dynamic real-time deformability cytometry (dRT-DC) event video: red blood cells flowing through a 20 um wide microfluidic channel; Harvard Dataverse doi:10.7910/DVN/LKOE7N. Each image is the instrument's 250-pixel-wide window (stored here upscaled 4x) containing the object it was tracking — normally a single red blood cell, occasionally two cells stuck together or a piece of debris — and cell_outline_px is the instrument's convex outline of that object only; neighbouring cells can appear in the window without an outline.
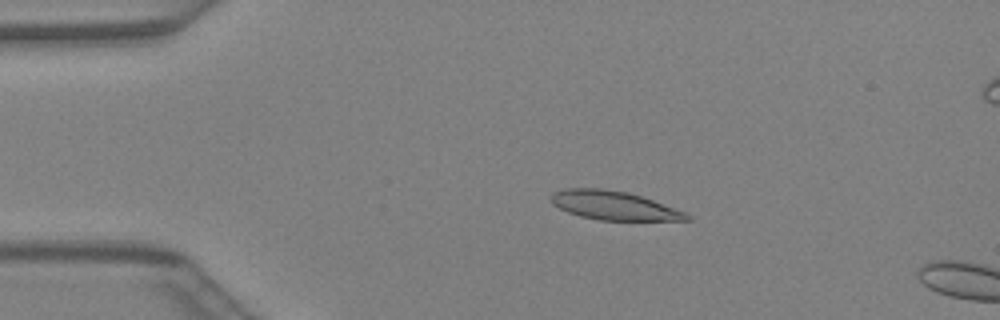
{"species": "Egyptian fruit bat (a non-hibernating species)", "species_latin": "Rousettus aegyptiacus", "temperature_condition": "warm", "stored_images_in_passage": 12, "camera_frame_rate_fps": 3000, "um_per_image_px": 0.085, "animal": {"sex": "female"}, "frame": {"image": 1, "passage_image": 9, "time_ms": 2.667, "image_size_px": [1000, 320], "cell_outline_px": [[692, 220], [596, 220], [580, 216], [568, 212], [552, 204], [552, 192], [564, 188], [600, 188], [628, 192], [652, 200], [684, 212], [692, 216]], "centroid_in_image_um": [52.15, 17.46], "position_along_channel_um": 32.9, "area_um2": 22.6}}